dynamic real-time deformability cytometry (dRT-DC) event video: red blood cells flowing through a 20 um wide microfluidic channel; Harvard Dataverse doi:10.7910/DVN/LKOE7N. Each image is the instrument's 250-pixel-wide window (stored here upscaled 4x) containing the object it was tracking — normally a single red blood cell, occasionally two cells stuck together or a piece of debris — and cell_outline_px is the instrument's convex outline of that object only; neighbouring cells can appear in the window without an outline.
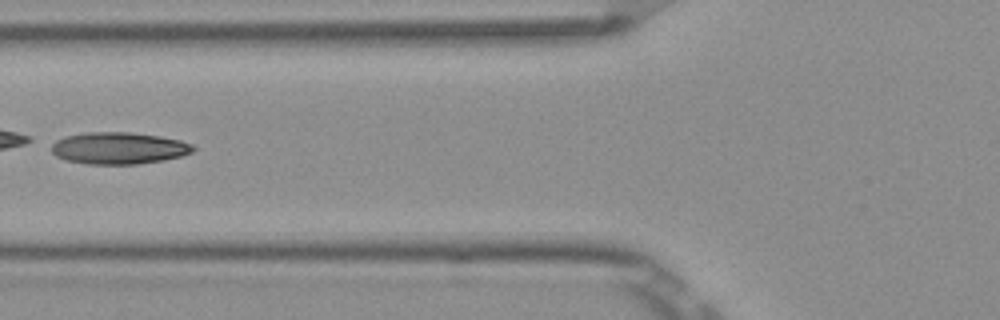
{"species": "Egyptian fruit bat (a non-hibernating species)", "species_latin": "Rousettus aegyptiacus", "temperature_condition": "room temperature", "stored_images_in_passage": 6, "camera_frame_rate_fps": 3000, "um_per_image_px": 0.085, "frame": {"image": 1, "passage_image": 4, "time_ms": 1.0, "image_size_px": [1000, 320], "cell_outline_px": [[196, 148], [192, 152], [180, 156], [164, 160], [136, 164], [88, 164], [68, 160], [56, 156], [52, 152], [52, 144], [56, 140], [64, 136], [88, 132], [132, 132], [160, 136], [180, 140], [192, 144]], "centroid_in_image_um": [10.1, 12.58], "position_along_channel_um": 115.7, "area_um2": 26.3}}
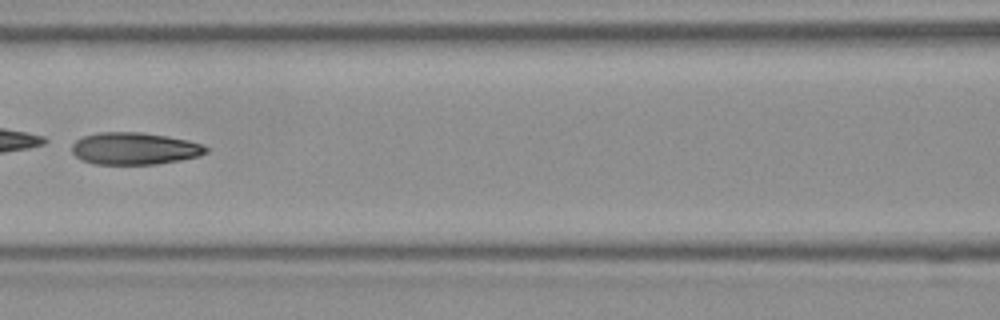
{"frame": {"image": 2, "passage_image": 5, "time_ms": 1.333, "image_size_px": [1000, 320], "cell_outline_px": [[208, 152], [200, 156], [180, 160], [156, 164], [92, 164], [76, 156], [72, 152], [72, 144], [76, 140], [84, 136], [100, 132], [140, 132], [168, 136], [188, 140], [204, 144], [208, 148]], "centroid_in_image_um": [11.47, 12.62], "position_along_channel_um": 155.1, "area_um2": 25.2}}
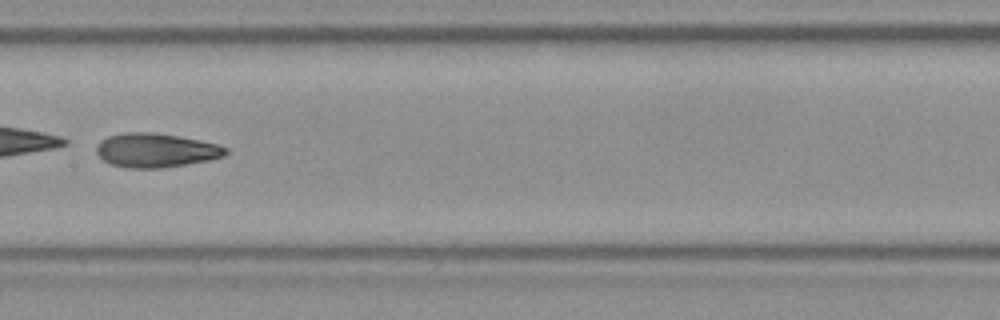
{"frame": {"image": 3, "passage_image": 6, "time_ms": 1.667, "image_size_px": [1000, 320], "cell_outline_px": [[228, 152], [224, 156], [208, 160], [160, 168], [128, 168], [112, 164], [104, 160], [96, 152], [96, 144], [100, 140], [108, 136], [124, 132], [152, 132], [200, 140], [216, 144], [228, 148]], "centroid_in_image_um": [13.22, 12.76], "position_along_channel_um": 194.2, "area_um2": 25.49}}